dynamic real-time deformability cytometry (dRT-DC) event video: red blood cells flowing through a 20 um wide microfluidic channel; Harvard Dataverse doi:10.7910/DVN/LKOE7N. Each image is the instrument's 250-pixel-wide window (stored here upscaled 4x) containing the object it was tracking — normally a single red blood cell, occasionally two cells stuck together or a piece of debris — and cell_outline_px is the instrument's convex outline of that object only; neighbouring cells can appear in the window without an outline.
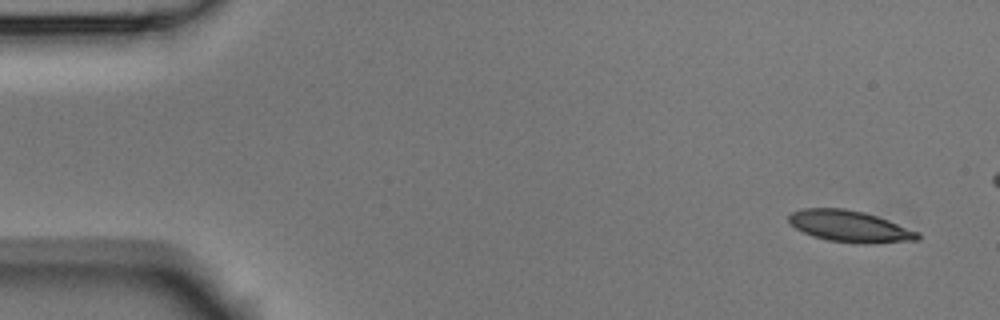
{"species": "Egyptian fruit bat (a non-hibernating species)", "species_latin": "Rousettus aegyptiacus", "temperature_condition": "room temperature", "stored_images_in_passage": 4, "camera_frame_rate_fps": 3000, "um_per_image_px": 0.085, "animal": {"sex": "male"}, "frame": {"image": 1, "passage_image": 1, "time_ms": 0.0, "image_size_px": [1000, 320], "cell_outline_px": [[920, 240], [868, 244], [856, 244], [828, 240], [812, 236], [796, 228], [788, 220], [788, 216], [792, 212], [804, 208], [844, 208], [864, 212], [888, 220], [920, 232]], "centroid_in_image_um": [72.26, 19.25], "position_along_channel_um": 12.7, "area_um2": 23.76}}